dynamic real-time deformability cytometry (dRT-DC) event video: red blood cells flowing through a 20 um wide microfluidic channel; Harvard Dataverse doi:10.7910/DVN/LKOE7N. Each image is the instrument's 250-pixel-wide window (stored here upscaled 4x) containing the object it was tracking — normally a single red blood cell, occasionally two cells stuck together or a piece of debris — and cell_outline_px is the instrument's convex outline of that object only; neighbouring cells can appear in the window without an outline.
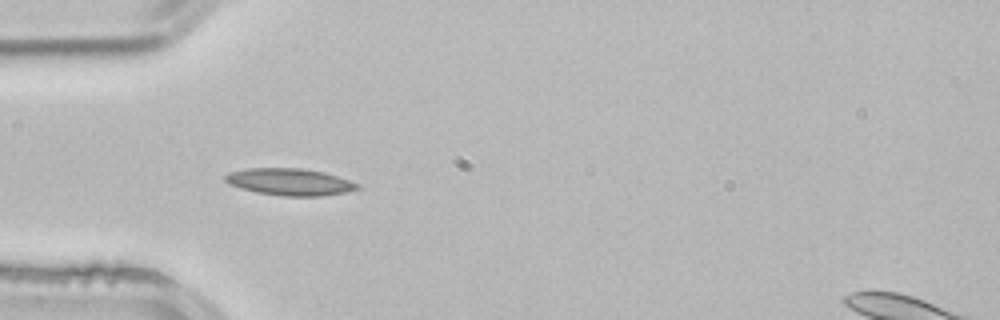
{"species": "common noctule bat (a hibernating species)", "species_latin": "Nyctalus noctula", "temperature_condition": "room temperature", "stored_images_in_passage": 52, "camera_frame_rate_fps": 3000, "um_per_image_px": 0.085, "animal": {"sex": "male", "body_mass_g": 21.5, "forearm_length_mm": 52.0}, "frame": {"image": 1, "passage_image": 16, "time_ms": 5.0, "image_size_px": [1000, 320], "cell_outline_px": [[360, 188], [344, 192], [320, 196], [280, 196], [256, 192], [240, 188], [228, 184], [224, 180], [224, 176], [228, 172], [248, 168], [300, 168], [324, 172], [360, 184]], "centroid_in_image_um": [24.58, 15.46], "position_along_channel_um": 60.4, "area_um2": 20.75}, "authors_computed_cell_mechanics": {"area_um2": 18.496, "velocity_mm_per_s": 3.8736, "shape_relaxation_time_tau1_ms": null, "shape_relaxation_time_tau2_ms": 7.0039, "deformation_change_tau1": null, "deformation_change_tau2": 0.1276}}